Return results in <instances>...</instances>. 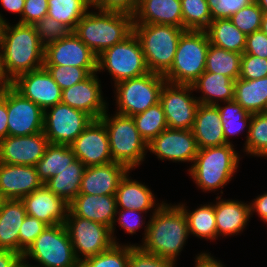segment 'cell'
<instances>
[{
  "instance_id": "obj_1",
  "label": "cell",
  "mask_w": 267,
  "mask_h": 267,
  "mask_svg": "<svg viewBox=\"0 0 267 267\" xmlns=\"http://www.w3.org/2000/svg\"><path fill=\"white\" fill-rule=\"evenodd\" d=\"M0 26V78L10 84L19 75L44 67L45 45L35 25Z\"/></svg>"
},
{
  "instance_id": "obj_2",
  "label": "cell",
  "mask_w": 267,
  "mask_h": 267,
  "mask_svg": "<svg viewBox=\"0 0 267 267\" xmlns=\"http://www.w3.org/2000/svg\"><path fill=\"white\" fill-rule=\"evenodd\" d=\"M153 210L143 244L138 246L147 253L176 261L189 236L186 216L178 205L163 203Z\"/></svg>"
},
{
  "instance_id": "obj_3",
  "label": "cell",
  "mask_w": 267,
  "mask_h": 267,
  "mask_svg": "<svg viewBox=\"0 0 267 267\" xmlns=\"http://www.w3.org/2000/svg\"><path fill=\"white\" fill-rule=\"evenodd\" d=\"M87 13L73 31L98 57L105 49L124 41L133 33V15L119 11L98 10Z\"/></svg>"
},
{
  "instance_id": "obj_4",
  "label": "cell",
  "mask_w": 267,
  "mask_h": 267,
  "mask_svg": "<svg viewBox=\"0 0 267 267\" xmlns=\"http://www.w3.org/2000/svg\"><path fill=\"white\" fill-rule=\"evenodd\" d=\"M233 147V144H225L198 150L188 169L197 187L205 192L216 191L231 181L240 161V156Z\"/></svg>"
},
{
  "instance_id": "obj_5",
  "label": "cell",
  "mask_w": 267,
  "mask_h": 267,
  "mask_svg": "<svg viewBox=\"0 0 267 267\" xmlns=\"http://www.w3.org/2000/svg\"><path fill=\"white\" fill-rule=\"evenodd\" d=\"M184 31V28L171 25L133 24L150 72L164 75L171 68Z\"/></svg>"
},
{
  "instance_id": "obj_6",
  "label": "cell",
  "mask_w": 267,
  "mask_h": 267,
  "mask_svg": "<svg viewBox=\"0 0 267 267\" xmlns=\"http://www.w3.org/2000/svg\"><path fill=\"white\" fill-rule=\"evenodd\" d=\"M209 38L204 30H185L177 45L171 68L163 75L166 82L192 85L205 71Z\"/></svg>"
},
{
  "instance_id": "obj_7",
  "label": "cell",
  "mask_w": 267,
  "mask_h": 267,
  "mask_svg": "<svg viewBox=\"0 0 267 267\" xmlns=\"http://www.w3.org/2000/svg\"><path fill=\"white\" fill-rule=\"evenodd\" d=\"M106 111L100 118L104 123L110 144L113 162L131 169L139 166L148 150L147 142L139 134L132 117Z\"/></svg>"
},
{
  "instance_id": "obj_8",
  "label": "cell",
  "mask_w": 267,
  "mask_h": 267,
  "mask_svg": "<svg viewBox=\"0 0 267 267\" xmlns=\"http://www.w3.org/2000/svg\"><path fill=\"white\" fill-rule=\"evenodd\" d=\"M29 257L41 267H80L64 224L47 226L22 255Z\"/></svg>"
},
{
  "instance_id": "obj_9",
  "label": "cell",
  "mask_w": 267,
  "mask_h": 267,
  "mask_svg": "<svg viewBox=\"0 0 267 267\" xmlns=\"http://www.w3.org/2000/svg\"><path fill=\"white\" fill-rule=\"evenodd\" d=\"M165 82L163 75L149 71L142 76L114 84L118 108L116 113L132 117L156 105Z\"/></svg>"
},
{
  "instance_id": "obj_10",
  "label": "cell",
  "mask_w": 267,
  "mask_h": 267,
  "mask_svg": "<svg viewBox=\"0 0 267 267\" xmlns=\"http://www.w3.org/2000/svg\"><path fill=\"white\" fill-rule=\"evenodd\" d=\"M104 69L113 76L114 84L149 72L140 41L134 32L98 56L97 71Z\"/></svg>"
},
{
  "instance_id": "obj_11",
  "label": "cell",
  "mask_w": 267,
  "mask_h": 267,
  "mask_svg": "<svg viewBox=\"0 0 267 267\" xmlns=\"http://www.w3.org/2000/svg\"><path fill=\"white\" fill-rule=\"evenodd\" d=\"M64 225L80 263L106 251L114 244L109 227L78 217L70 209ZM81 255L83 258L80 257Z\"/></svg>"
},
{
  "instance_id": "obj_12",
  "label": "cell",
  "mask_w": 267,
  "mask_h": 267,
  "mask_svg": "<svg viewBox=\"0 0 267 267\" xmlns=\"http://www.w3.org/2000/svg\"><path fill=\"white\" fill-rule=\"evenodd\" d=\"M93 120L61 102L44 110L43 132L51 144L70 145Z\"/></svg>"
},
{
  "instance_id": "obj_13",
  "label": "cell",
  "mask_w": 267,
  "mask_h": 267,
  "mask_svg": "<svg viewBox=\"0 0 267 267\" xmlns=\"http://www.w3.org/2000/svg\"><path fill=\"white\" fill-rule=\"evenodd\" d=\"M192 85L165 82L159 103L165 113L168 128L192 130L198 107V97L191 96Z\"/></svg>"
},
{
  "instance_id": "obj_14",
  "label": "cell",
  "mask_w": 267,
  "mask_h": 267,
  "mask_svg": "<svg viewBox=\"0 0 267 267\" xmlns=\"http://www.w3.org/2000/svg\"><path fill=\"white\" fill-rule=\"evenodd\" d=\"M97 56L71 32L66 38L45 45L44 65L75 66L97 73Z\"/></svg>"
},
{
  "instance_id": "obj_15",
  "label": "cell",
  "mask_w": 267,
  "mask_h": 267,
  "mask_svg": "<svg viewBox=\"0 0 267 267\" xmlns=\"http://www.w3.org/2000/svg\"><path fill=\"white\" fill-rule=\"evenodd\" d=\"M8 136H28L43 131L44 111L7 84Z\"/></svg>"
},
{
  "instance_id": "obj_16",
  "label": "cell",
  "mask_w": 267,
  "mask_h": 267,
  "mask_svg": "<svg viewBox=\"0 0 267 267\" xmlns=\"http://www.w3.org/2000/svg\"><path fill=\"white\" fill-rule=\"evenodd\" d=\"M10 85L43 111L61 103L62 90L45 67L19 75Z\"/></svg>"
},
{
  "instance_id": "obj_17",
  "label": "cell",
  "mask_w": 267,
  "mask_h": 267,
  "mask_svg": "<svg viewBox=\"0 0 267 267\" xmlns=\"http://www.w3.org/2000/svg\"><path fill=\"white\" fill-rule=\"evenodd\" d=\"M69 146L86 167L113 162L108 133L100 119L93 120Z\"/></svg>"
},
{
  "instance_id": "obj_18",
  "label": "cell",
  "mask_w": 267,
  "mask_h": 267,
  "mask_svg": "<svg viewBox=\"0 0 267 267\" xmlns=\"http://www.w3.org/2000/svg\"><path fill=\"white\" fill-rule=\"evenodd\" d=\"M148 150L160 160L193 163L199 148L192 130L167 128L148 143Z\"/></svg>"
},
{
  "instance_id": "obj_19",
  "label": "cell",
  "mask_w": 267,
  "mask_h": 267,
  "mask_svg": "<svg viewBox=\"0 0 267 267\" xmlns=\"http://www.w3.org/2000/svg\"><path fill=\"white\" fill-rule=\"evenodd\" d=\"M49 144L44 132L0 140V163L35 166Z\"/></svg>"
},
{
  "instance_id": "obj_20",
  "label": "cell",
  "mask_w": 267,
  "mask_h": 267,
  "mask_svg": "<svg viewBox=\"0 0 267 267\" xmlns=\"http://www.w3.org/2000/svg\"><path fill=\"white\" fill-rule=\"evenodd\" d=\"M100 83L96 73H92L85 80L62 90L61 102L85 112L94 120L100 119L108 110Z\"/></svg>"
},
{
  "instance_id": "obj_21",
  "label": "cell",
  "mask_w": 267,
  "mask_h": 267,
  "mask_svg": "<svg viewBox=\"0 0 267 267\" xmlns=\"http://www.w3.org/2000/svg\"><path fill=\"white\" fill-rule=\"evenodd\" d=\"M21 200L25 205L26 214L37 218L47 226L65 223L69 204L50 191L45 184Z\"/></svg>"
},
{
  "instance_id": "obj_22",
  "label": "cell",
  "mask_w": 267,
  "mask_h": 267,
  "mask_svg": "<svg viewBox=\"0 0 267 267\" xmlns=\"http://www.w3.org/2000/svg\"><path fill=\"white\" fill-rule=\"evenodd\" d=\"M43 185L35 166L0 163L2 199H22Z\"/></svg>"
},
{
  "instance_id": "obj_23",
  "label": "cell",
  "mask_w": 267,
  "mask_h": 267,
  "mask_svg": "<svg viewBox=\"0 0 267 267\" xmlns=\"http://www.w3.org/2000/svg\"><path fill=\"white\" fill-rule=\"evenodd\" d=\"M128 171L127 167L116 162L88 166L82 176L79 194L115 195L121 179Z\"/></svg>"
},
{
  "instance_id": "obj_24",
  "label": "cell",
  "mask_w": 267,
  "mask_h": 267,
  "mask_svg": "<svg viewBox=\"0 0 267 267\" xmlns=\"http://www.w3.org/2000/svg\"><path fill=\"white\" fill-rule=\"evenodd\" d=\"M69 209L78 217L104 224L110 229L117 218L115 195L78 194L69 204Z\"/></svg>"
},
{
  "instance_id": "obj_25",
  "label": "cell",
  "mask_w": 267,
  "mask_h": 267,
  "mask_svg": "<svg viewBox=\"0 0 267 267\" xmlns=\"http://www.w3.org/2000/svg\"><path fill=\"white\" fill-rule=\"evenodd\" d=\"M134 24H159L183 28L181 0H139Z\"/></svg>"
},
{
  "instance_id": "obj_26",
  "label": "cell",
  "mask_w": 267,
  "mask_h": 267,
  "mask_svg": "<svg viewBox=\"0 0 267 267\" xmlns=\"http://www.w3.org/2000/svg\"><path fill=\"white\" fill-rule=\"evenodd\" d=\"M192 132L199 149L227 144L219 110L215 105H199Z\"/></svg>"
},
{
  "instance_id": "obj_27",
  "label": "cell",
  "mask_w": 267,
  "mask_h": 267,
  "mask_svg": "<svg viewBox=\"0 0 267 267\" xmlns=\"http://www.w3.org/2000/svg\"><path fill=\"white\" fill-rule=\"evenodd\" d=\"M21 199H2L0 203V249L19 253V229L26 217Z\"/></svg>"
},
{
  "instance_id": "obj_28",
  "label": "cell",
  "mask_w": 267,
  "mask_h": 267,
  "mask_svg": "<svg viewBox=\"0 0 267 267\" xmlns=\"http://www.w3.org/2000/svg\"><path fill=\"white\" fill-rule=\"evenodd\" d=\"M215 221L217 237L230 236L243 231L250 218V204L238 200L216 197Z\"/></svg>"
},
{
  "instance_id": "obj_29",
  "label": "cell",
  "mask_w": 267,
  "mask_h": 267,
  "mask_svg": "<svg viewBox=\"0 0 267 267\" xmlns=\"http://www.w3.org/2000/svg\"><path fill=\"white\" fill-rule=\"evenodd\" d=\"M129 173L128 171L121 179L115 193L118 209L120 207V209H132L146 213L147 210L153 209L156 205H163V201L156 204L155 195L148 186L130 179Z\"/></svg>"
},
{
  "instance_id": "obj_30",
  "label": "cell",
  "mask_w": 267,
  "mask_h": 267,
  "mask_svg": "<svg viewBox=\"0 0 267 267\" xmlns=\"http://www.w3.org/2000/svg\"><path fill=\"white\" fill-rule=\"evenodd\" d=\"M234 84L231 78L204 71L192 84L193 90L202 92V97L197 98L200 104L218 105L234 100Z\"/></svg>"
},
{
  "instance_id": "obj_31",
  "label": "cell",
  "mask_w": 267,
  "mask_h": 267,
  "mask_svg": "<svg viewBox=\"0 0 267 267\" xmlns=\"http://www.w3.org/2000/svg\"><path fill=\"white\" fill-rule=\"evenodd\" d=\"M234 100L249 114L267 110V76L245 80L238 78L234 84Z\"/></svg>"
},
{
  "instance_id": "obj_32",
  "label": "cell",
  "mask_w": 267,
  "mask_h": 267,
  "mask_svg": "<svg viewBox=\"0 0 267 267\" xmlns=\"http://www.w3.org/2000/svg\"><path fill=\"white\" fill-rule=\"evenodd\" d=\"M85 168L86 166L77 159L60 171L59 174L51 177L45 185L55 195L70 204L80 193V186Z\"/></svg>"
},
{
  "instance_id": "obj_33",
  "label": "cell",
  "mask_w": 267,
  "mask_h": 267,
  "mask_svg": "<svg viewBox=\"0 0 267 267\" xmlns=\"http://www.w3.org/2000/svg\"><path fill=\"white\" fill-rule=\"evenodd\" d=\"M205 31L207 32L210 44L227 51L244 53L246 35L230 19L212 20Z\"/></svg>"
},
{
  "instance_id": "obj_34",
  "label": "cell",
  "mask_w": 267,
  "mask_h": 267,
  "mask_svg": "<svg viewBox=\"0 0 267 267\" xmlns=\"http://www.w3.org/2000/svg\"><path fill=\"white\" fill-rule=\"evenodd\" d=\"M77 160L69 145L51 144L46 147L43 157L35 165L40 180L45 184Z\"/></svg>"
},
{
  "instance_id": "obj_35",
  "label": "cell",
  "mask_w": 267,
  "mask_h": 267,
  "mask_svg": "<svg viewBox=\"0 0 267 267\" xmlns=\"http://www.w3.org/2000/svg\"><path fill=\"white\" fill-rule=\"evenodd\" d=\"M183 210L189 234L208 240L217 239V227L215 221V204H204L190 212L185 204H178Z\"/></svg>"
},
{
  "instance_id": "obj_36",
  "label": "cell",
  "mask_w": 267,
  "mask_h": 267,
  "mask_svg": "<svg viewBox=\"0 0 267 267\" xmlns=\"http://www.w3.org/2000/svg\"><path fill=\"white\" fill-rule=\"evenodd\" d=\"M241 56V53L227 51L209 44L205 71L221 74L236 81L240 76Z\"/></svg>"
},
{
  "instance_id": "obj_37",
  "label": "cell",
  "mask_w": 267,
  "mask_h": 267,
  "mask_svg": "<svg viewBox=\"0 0 267 267\" xmlns=\"http://www.w3.org/2000/svg\"><path fill=\"white\" fill-rule=\"evenodd\" d=\"M47 16L57 20L72 32L91 7L90 0H48Z\"/></svg>"
},
{
  "instance_id": "obj_38",
  "label": "cell",
  "mask_w": 267,
  "mask_h": 267,
  "mask_svg": "<svg viewBox=\"0 0 267 267\" xmlns=\"http://www.w3.org/2000/svg\"><path fill=\"white\" fill-rule=\"evenodd\" d=\"M225 103L227 104L225 107H221L220 104L216 106L219 110L225 141L227 144H232L229 140L230 136L240 133L246 127L249 132L252 114H249L235 100Z\"/></svg>"
},
{
  "instance_id": "obj_39",
  "label": "cell",
  "mask_w": 267,
  "mask_h": 267,
  "mask_svg": "<svg viewBox=\"0 0 267 267\" xmlns=\"http://www.w3.org/2000/svg\"><path fill=\"white\" fill-rule=\"evenodd\" d=\"M132 119L139 134L147 144L168 128L165 113L160 103L132 116Z\"/></svg>"
},
{
  "instance_id": "obj_40",
  "label": "cell",
  "mask_w": 267,
  "mask_h": 267,
  "mask_svg": "<svg viewBox=\"0 0 267 267\" xmlns=\"http://www.w3.org/2000/svg\"><path fill=\"white\" fill-rule=\"evenodd\" d=\"M183 28L185 30H206L211 21L207 0H181Z\"/></svg>"
},
{
  "instance_id": "obj_41",
  "label": "cell",
  "mask_w": 267,
  "mask_h": 267,
  "mask_svg": "<svg viewBox=\"0 0 267 267\" xmlns=\"http://www.w3.org/2000/svg\"><path fill=\"white\" fill-rule=\"evenodd\" d=\"M244 152L253 156L267 157V113L252 114Z\"/></svg>"
},
{
  "instance_id": "obj_42",
  "label": "cell",
  "mask_w": 267,
  "mask_h": 267,
  "mask_svg": "<svg viewBox=\"0 0 267 267\" xmlns=\"http://www.w3.org/2000/svg\"><path fill=\"white\" fill-rule=\"evenodd\" d=\"M80 267H129V245L114 243L106 251L82 261Z\"/></svg>"
},
{
  "instance_id": "obj_43",
  "label": "cell",
  "mask_w": 267,
  "mask_h": 267,
  "mask_svg": "<svg viewBox=\"0 0 267 267\" xmlns=\"http://www.w3.org/2000/svg\"><path fill=\"white\" fill-rule=\"evenodd\" d=\"M263 14V10L256 2H253L233 14L230 20L247 36L254 31L260 30Z\"/></svg>"
},
{
  "instance_id": "obj_44",
  "label": "cell",
  "mask_w": 267,
  "mask_h": 267,
  "mask_svg": "<svg viewBox=\"0 0 267 267\" xmlns=\"http://www.w3.org/2000/svg\"><path fill=\"white\" fill-rule=\"evenodd\" d=\"M52 76L53 80L58 84L61 90L72 87L73 85L85 80L90 73L81 67L60 66V65H44Z\"/></svg>"
},
{
  "instance_id": "obj_45",
  "label": "cell",
  "mask_w": 267,
  "mask_h": 267,
  "mask_svg": "<svg viewBox=\"0 0 267 267\" xmlns=\"http://www.w3.org/2000/svg\"><path fill=\"white\" fill-rule=\"evenodd\" d=\"M41 42L46 45L50 42L66 38L72 31L57 20L45 16L35 24Z\"/></svg>"
},
{
  "instance_id": "obj_46",
  "label": "cell",
  "mask_w": 267,
  "mask_h": 267,
  "mask_svg": "<svg viewBox=\"0 0 267 267\" xmlns=\"http://www.w3.org/2000/svg\"><path fill=\"white\" fill-rule=\"evenodd\" d=\"M175 261L143 251L129 244V267H175Z\"/></svg>"
},
{
  "instance_id": "obj_47",
  "label": "cell",
  "mask_w": 267,
  "mask_h": 267,
  "mask_svg": "<svg viewBox=\"0 0 267 267\" xmlns=\"http://www.w3.org/2000/svg\"><path fill=\"white\" fill-rule=\"evenodd\" d=\"M46 227L47 225L37 218L26 215L19 229V254L23 255Z\"/></svg>"
},
{
  "instance_id": "obj_48",
  "label": "cell",
  "mask_w": 267,
  "mask_h": 267,
  "mask_svg": "<svg viewBox=\"0 0 267 267\" xmlns=\"http://www.w3.org/2000/svg\"><path fill=\"white\" fill-rule=\"evenodd\" d=\"M267 76V59L250 54H242L239 78L255 80Z\"/></svg>"
},
{
  "instance_id": "obj_49",
  "label": "cell",
  "mask_w": 267,
  "mask_h": 267,
  "mask_svg": "<svg viewBox=\"0 0 267 267\" xmlns=\"http://www.w3.org/2000/svg\"><path fill=\"white\" fill-rule=\"evenodd\" d=\"M255 2V0H207L212 20L230 19L241 8Z\"/></svg>"
},
{
  "instance_id": "obj_50",
  "label": "cell",
  "mask_w": 267,
  "mask_h": 267,
  "mask_svg": "<svg viewBox=\"0 0 267 267\" xmlns=\"http://www.w3.org/2000/svg\"><path fill=\"white\" fill-rule=\"evenodd\" d=\"M139 213L141 214L144 212L132 209L118 210L117 208L116 216L117 214H119V217L117 218L118 221L115 219L113 222V226L110 229L111 236L115 244H118V242H116L117 240L115 239L116 237H114V230H115L114 225H116V222H118L120 227H122L127 233L133 235L144 224L143 223L144 221L142 220L143 216H141Z\"/></svg>"
},
{
  "instance_id": "obj_51",
  "label": "cell",
  "mask_w": 267,
  "mask_h": 267,
  "mask_svg": "<svg viewBox=\"0 0 267 267\" xmlns=\"http://www.w3.org/2000/svg\"><path fill=\"white\" fill-rule=\"evenodd\" d=\"M48 0H25L23 13L19 23L35 25L47 16Z\"/></svg>"
},
{
  "instance_id": "obj_52",
  "label": "cell",
  "mask_w": 267,
  "mask_h": 267,
  "mask_svg": "<svg viewBox=\"0 0 267 267\" xmlns=\"http://www.w3.org/2000/svg\"><path fill=\"white\" fill-rule=\"evenodd\" d=\"M243 54H250L267 59V35L261 30L254 31L247 35Z\"/></svg>"
},
{
  "instance_id": "obj_53",
  "label": "cell",
  "mask_w": 267,
  "mask_h": 267,
  "mask_svg": "<svg viewBox=\"0 0 267 267\" xmlns=\"http://www.w3.org/2000/svg\"><path fill=\"white\" fill-rule=\"evenodd\" d=\"M92 8L119 11L129 14L136 12L139 0H90Z\"/></svg>"
},
{
  "instance_id": "obj_54",
  "label": "cell",
  "mask_w": 267,
  "mask_h": 267,
  "mask_svg": "<svg viewBox=\"0 0 267 267\" xmlns=\"http://www.w3.org/2000/svg\"><path fill=\"white\" fill-rule=\"evenodd\" d=\"M8 136L7 84L0 90V140Z\"/></svg>"
},
{
  "instance_id": "obj_55",
  "label": "cell",
  "mask_w": 267,
  "mask_h": 267,
  "mask_svg": "<svg viewBox=\"0 0 267 267\" xmlns=\"http://www.w3.org/2000/svg\"><path fill=\"white\" fill-rule=\"evenodd\" d=\"M253 203L250 204V215H252L253 211L258 213V216L264 222L267 221V193L259 195Z\"/></svg>"
},
{
  "instance_id": "obj_56",
  "label": "cell",
  "mask_w": 267,
  "mask_h": 267,
  "mask_svg": "<svg viewBox=\"0 0 267 267\" xmlns=\"http://www.w3.org/2000/svg\"><path fill=\"white\" fill-rule=\"evenodd\" d=\"M21 259L22 255L15 251L0 249V267H14Z\"/></svg>"
},
{
  "instance_id": "obj_57",
  "label": "cell",
  "mask_w": 267,
  "mask_h": 267,
  "mask_svg": "<svg viewBox=\"0 0 267 267\" xmlns=\"http://www.w3.org/2000/svg\"><path fill=\"white\" fill-rule=\"evenodd\" d=\"M195 267H224L220 261L211 256V253H200L195 260Z\"/></svg>"
},
{
  "instance_id": "obj_58",
  "label": "cell",
  "mask_w": 267,
  "mask_h": 267,
  "mask_svg": "<svg viewBox=\"0 0 267 267\" xmlns=\"http://www.w3.org/2000/svg\"><path fill=\"white\" fill-rule=\"evenodd\" d=\"M7 11L18 13L22 16L25 0H0Z\"/></svg>"
},
{
  "instance_id": "obj_59",
  "label": "cell",
  "mask_w": 267,
  "mask_h": 267,
  "mask_svg": "<svg viewBox=\"0 0 267 267\" xmlns=\"http://www.w3.org/2000/svg\"><path fill=\"white\" fill-rule=\"evenodd\" d=\"M260 30L267 35V14H263Z\"/></svg>"
},
{
  "instance_id": "obj_60",
  "label": "cell",
  "mask_w": 267,
  "mask_h": 267,
  "mask_svg": "<svg viewBox=\"0 0 267 267\" xmlns=\"http://www.w3.org/2000/svg\"><path fill=\"white\" fill-rule=\"evenodd\" d=\"M255 2L263 10V13L267 14V0H255Z\"/></svg>"
},
{
  "instance_id": "obj_61",
  "label": "cell",
  "mask_w": 267,
  "mask_h": 267,
  "mask_svg": "<svg viewBox=\"0 0 267 267\" xmlns=\"http://www.w3.org/2000/svg\"><path fill=\"white\" fill-rule=\"evenodd\" d=\"M27 260H24L23 258L14 266V267H31L30 264H28Z\"/></svg>"
},
{
  "instance_id": "obj_62",
  "label": "cell",
  "mask_w": 267,
  "mask_h": 267,
  "mask_svg": "<svg viewBox=\"0 0 267 267\" xmlns=\"http://www.w3.org/2000/svg\"><path fill=\"white\" fill-rule=\"evenodd\" d=\"M5 23H7V21H6L5 18H3V16L0 14V26H1L2 24H5Z\"/></svg>"
},
{
  "instance_id": "obj_63",
  "label": "cell",
  "mask_w": 267,
  "mask_h": 267,
  "mask_svg": "<svg viewBox=\"0 0 267 267\" xmlns=\"http://www.w3.org/2000/svg\"><path fill=\"white\" fill-rule=\"evenodd\" d=\"M3 85H4V83L1 81V78H0V90H1Z\"/></svg>"
}]
</instances>
